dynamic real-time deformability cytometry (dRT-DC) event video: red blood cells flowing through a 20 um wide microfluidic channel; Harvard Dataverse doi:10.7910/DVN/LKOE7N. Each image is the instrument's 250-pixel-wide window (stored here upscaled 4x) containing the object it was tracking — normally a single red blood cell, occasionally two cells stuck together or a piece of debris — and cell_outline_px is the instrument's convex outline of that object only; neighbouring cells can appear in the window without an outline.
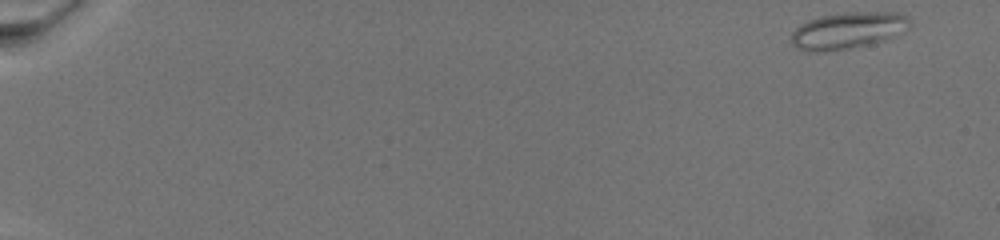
{"species": "common noctule bat (a hibernating species)", "species_latin": "Nyctalus noctula", "temperature_condition": "warm", "stored_images_in_passage": 33, "camera_frame_rate_fps": 3000, "um_per_image_px": 0.085, "animal": {"sex": "female", "body_mass_g": 19.5, "forearm_length_mm": 54.1}, "frame": {"image": 1, "passage_image": 1, "time_ms": 0.0, "image_size_px": [1000, 240], "cell_outline_px": [[912, 24], [908, 28], [896, 36], [888, 40], [828, 52], [808, 52], [796, 48], [792, 44], [792, 32], [800, 24], [808, 20], [824, 16], [848, 12], [900, 12], [908, 16]], "centroid_in_image_um": [72.11, 2.6], "position_along_channel_um": 12.9, "area_um2": 25.55}}
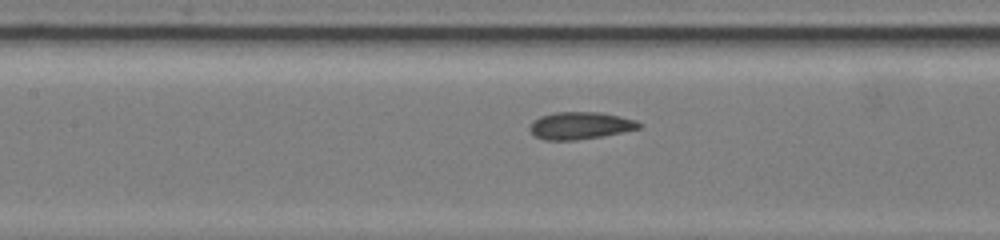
{"frame": {"image": 2, "passage_image": 15, "time_ms": 11.333, "image_size_px": [1000, 240], "cell_outline_px": [[644, 124], [640, 128], [604, 136], [576, 140], [544, 140], [536, 136], [528, 128], [532, 120], [540, 116], [556, 112], [600, 112], [620, 116], [636, 120]], "centroid_in_image_um": [49.33, 10.67], "position_along_channel_um": 158.1, "area_um2": 17.51}}
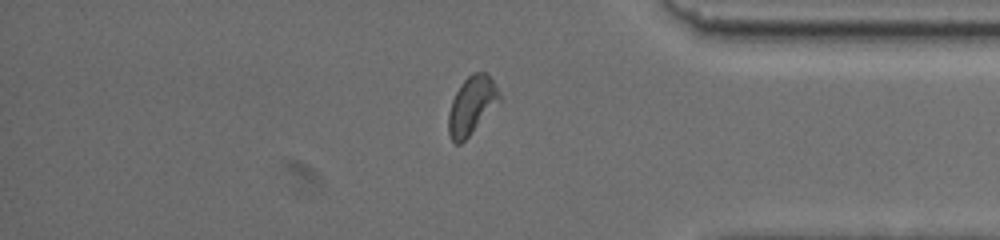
{"frame": {"image": 3, "passage_image": 29, "time_ms": 19.667, "image_size_px": [1000, 240], "cell_outline_px": [[500, 100], [468, 136], [460, 144], [456, 144], [452, 140], [448, 132], [448, 112], [452, 100], [460, 84], [472, 72], [488, 72], [500, 96]], "centroid_in_image_um": [40.06, 8.93], "position_along_channel_um": 395.1, "area_um2": 16.82}}